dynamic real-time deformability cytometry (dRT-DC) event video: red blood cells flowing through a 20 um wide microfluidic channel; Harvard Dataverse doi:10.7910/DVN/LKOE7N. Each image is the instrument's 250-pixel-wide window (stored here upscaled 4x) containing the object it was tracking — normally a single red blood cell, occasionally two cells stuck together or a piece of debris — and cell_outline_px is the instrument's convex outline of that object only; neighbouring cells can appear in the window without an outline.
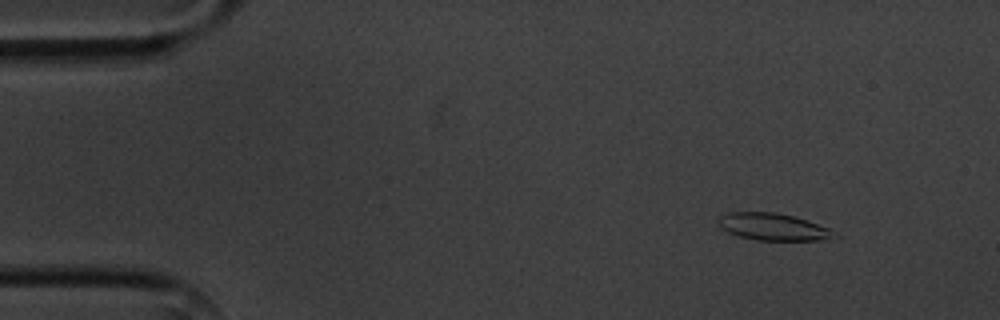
{"species": "common noctule bat (a hibernating species)", "species_latin": "Nyctalus noctula", "temperature_condition": "cold", "stored_images_in_passage": 5, "camera_frame_rate_fps": 3000, "um_per_image_px": 0.085, "animal": {"sex": "male", "body_mass_g": 20.1, "forearm_length_mm": 53.5}, "frame": {"image": 1, "passage_image": 2, "time_ms": 1.333, "image_size_px": [1000, 320], "cell_outline_px": [[840, 236], [832, 240], [756, 240], [740, 236], [728, 232], [720, 228], [720, 216], [728, 212], [776, 212], [792, 216], [828, 228]], "centroid_in_image_um": [65.75, 19.29], "position_along_channel_um": 19.3, "area_um2": 18.15}}